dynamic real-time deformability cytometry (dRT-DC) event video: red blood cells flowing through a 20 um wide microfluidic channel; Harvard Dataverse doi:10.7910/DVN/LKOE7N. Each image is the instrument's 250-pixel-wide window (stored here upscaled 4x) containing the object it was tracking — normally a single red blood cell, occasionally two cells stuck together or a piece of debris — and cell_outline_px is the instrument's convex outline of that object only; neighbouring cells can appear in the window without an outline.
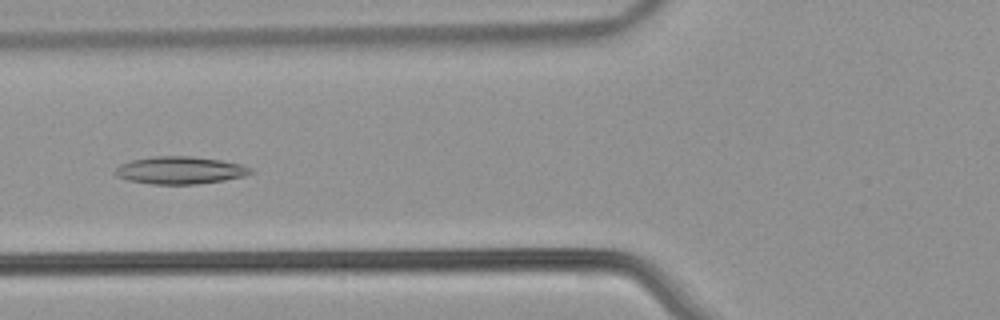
{"species": "common noctule bat (a hibernating species)", "species_latin": "Nyctalus noctula", "temperature_condition": "warm", "stored_images_in_passage": 54, "camera_frame_rate_fps": 3000, "um_per_image_px": 0.085, "animal": {"sex": "male", "body_mass_g": 21.5, "forearm_length_mm": 52.0}, "frame": {"image": 1, "passage_image": 21, "time_ms": 6.667, "image_size_px": [1000, 320], "cell_outline_px": [[256, 172], [244, 176], [224, 180], [196, 184], [152, 184], [128, 180], [116, 176], [112, 172], [120, 164], [132, 160], [152, 156], [192, 156], [220, 160], [240, 164], [252, 168]], "centroid_in_image_um": [15.3, 14.47], "position_along_channel_um": 110.5, "area_um2": 21.79}}
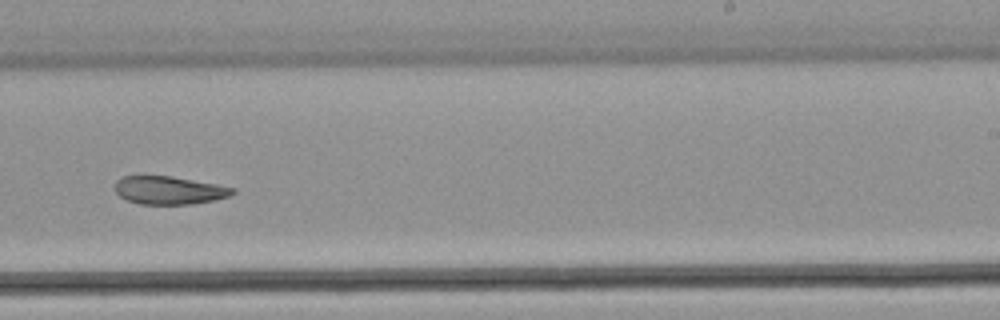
{"frame": {"image": 2, "passage_image": 34, "time_ms": 11.0, "image_size_px": [1000, 320], "cell_outline_px": [[236, 192], [228, 196], [212, 200], [192, 204], [140, 204], [128, 200], [120, 196], [116, 192], [116, 180], [120, 176], [172, 176], [216, 184], [236, 188]], "centroid_in_image_um": [14.38, 16.16], "position_along_channel_um": 274.6, "area_um2": 19.13}}
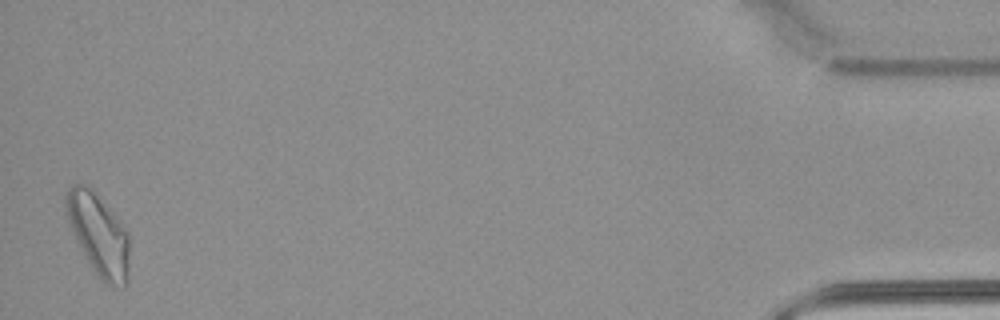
{"frame": {"image": 3, "passage_image": 53, "time_ms": 17.333, "image_size_px": [1000, 320], "cell_outline_px": [[128, 280], [124, 284], [108, 284], [100, 280], [84, 256], [80, 248], [68, 220], [64, 204], [64, 196], [72, 184], [84, 184], [92, 188], [128, 232]], "centroid_in_image_um": [8.34, 19.89], "position_along_channel_um": 426.9, "area_um2": 29.65}}